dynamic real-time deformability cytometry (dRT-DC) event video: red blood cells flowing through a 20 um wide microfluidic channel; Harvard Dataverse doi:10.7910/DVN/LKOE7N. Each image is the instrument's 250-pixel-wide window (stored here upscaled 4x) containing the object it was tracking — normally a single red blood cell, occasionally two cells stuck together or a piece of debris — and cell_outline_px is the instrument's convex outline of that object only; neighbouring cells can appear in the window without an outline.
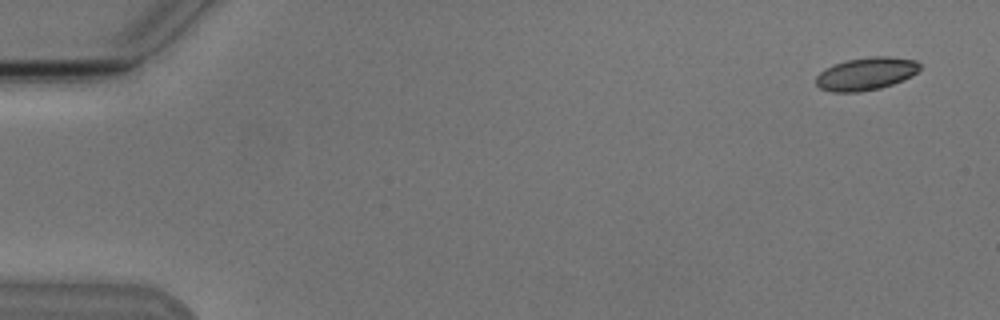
{"species": "Egyptian fruit bat (a non-hibernating species)", "species_latin": "Rousettus aegyptiacus", "temperature_condition": "cold", "stored_images_in_passage": 5, "camera_frame_rate_fps": 3000, "um_per_image_px": 0.085, "animal": {"sex": "male"}, "frame": {"image": 1, "passage_image": 1, "time_ms": 0.0, "image_size_px": [1000, 320], "cell_outline_px": [[920, 68], [912, 76], [892, 84], [880, 88], [860, 92], [832, 92], [820, 88], [816, 84], [816, 76], [820, 72], [832, 64], [844, 60], [868, 56], [888, 56], [916, 60], [920, 64]], "centroid_in_image_um": [73.59, 6.26], "position_along_channel_um": 11.4, "area_um2": 20.0}}
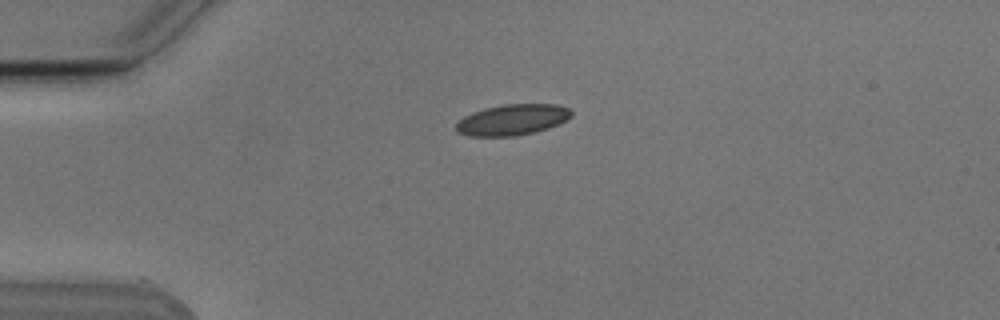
{"frame": {"image": 2, "passage_image": 4, "time_ms": 3.667, "image_size_px": [1000, 320], "cell_outline_px": [[572, 116], [548, 128], [536, 132], [516, 136], [468, 136], [456, 132], [456, 124], [464, 116], [472, 112], [484, 108], [504, 104], [556, 104], [568, 108], [572, 112]], "centroid_in_image_um": [43.52, 10.18], "position_along_channel_um": 41.5, "area_um2": 20.75}}